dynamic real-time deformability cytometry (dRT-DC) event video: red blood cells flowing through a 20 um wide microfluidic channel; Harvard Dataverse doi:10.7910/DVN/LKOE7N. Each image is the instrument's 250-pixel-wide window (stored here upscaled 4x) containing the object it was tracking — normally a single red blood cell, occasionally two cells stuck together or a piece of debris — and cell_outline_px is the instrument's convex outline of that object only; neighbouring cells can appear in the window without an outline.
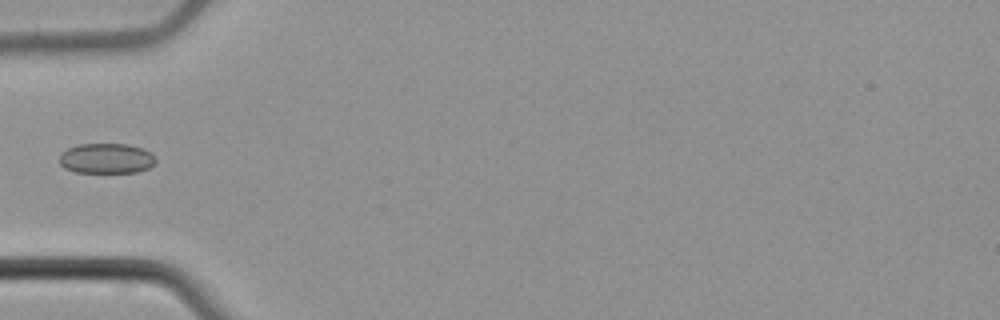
{"species": "common noctule bat (a hibernating species)", "species_latin": "Nyctalus noctula", "temperature_condition": "cold", "stored_images_in_passage": 4, "camera_frame_rate_fps": 3000, "um_per_image_px": 0.085, "animal": {"sex": "male", "body_mass_g": 21.5, "forearm_length_mm": 52.0}, "frame": {"image": 1, "passage_image": 4, "time_ms": 3.667, "image_size_px": [1000, 320], "cell_outline_px": [[156, 160], [148, 168], [136, 172], [76, 172], [64, 168], [60, 164], [60, 156], [68, 148], [76, 144], [128, 144], [144, 148], [152, 152]], "centroid_in_image_um": [9.06, 13.45], "position_along_channel_um": 75.9, "area_um2": 16.94}}